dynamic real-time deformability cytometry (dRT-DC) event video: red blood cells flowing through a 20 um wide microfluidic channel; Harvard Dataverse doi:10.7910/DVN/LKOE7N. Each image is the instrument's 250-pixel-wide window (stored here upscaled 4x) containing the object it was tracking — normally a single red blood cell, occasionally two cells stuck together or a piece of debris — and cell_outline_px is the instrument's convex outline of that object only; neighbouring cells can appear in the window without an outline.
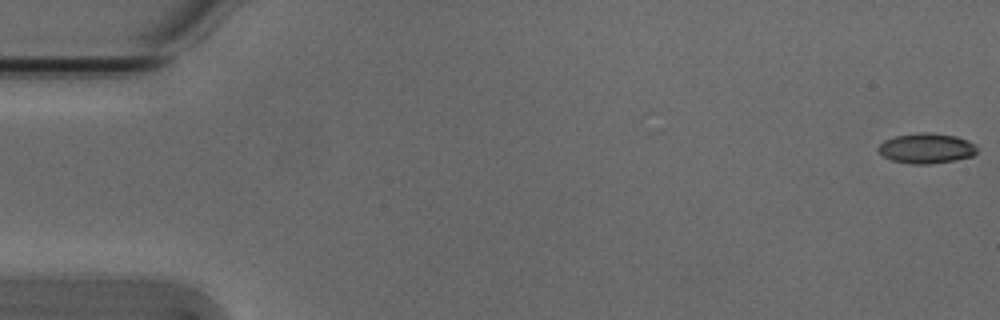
{"species": "Egyptian fruit bat (a non-hibernating species)", "species_latin": "Rousettus aegyptiacus", "temperature_condition": "cold", "stored_images_in_passage": 12, "camera_frame_rate_fps": 3000, "um_per_image_px": 0.085, "animal": {"sex": "male"}, "frame": {"image": 1, "passage_image": 1, "time_ms": 0.0, "image_size_px": [1000, 320], "cell_outline_px": [[976, 152], [972, 156], [956, 160], [928, 164], [912, 164], [892, 160], [884, 156], [876, 148], [884, 140], [896, 136], [924, 132], [928, 132], [956, 136], [968, 140], [976, 144]], "centroid_in_image_um": [78.76, 12.6], "position_along_channel_um": 6.2, "area_um2": 17.28}}